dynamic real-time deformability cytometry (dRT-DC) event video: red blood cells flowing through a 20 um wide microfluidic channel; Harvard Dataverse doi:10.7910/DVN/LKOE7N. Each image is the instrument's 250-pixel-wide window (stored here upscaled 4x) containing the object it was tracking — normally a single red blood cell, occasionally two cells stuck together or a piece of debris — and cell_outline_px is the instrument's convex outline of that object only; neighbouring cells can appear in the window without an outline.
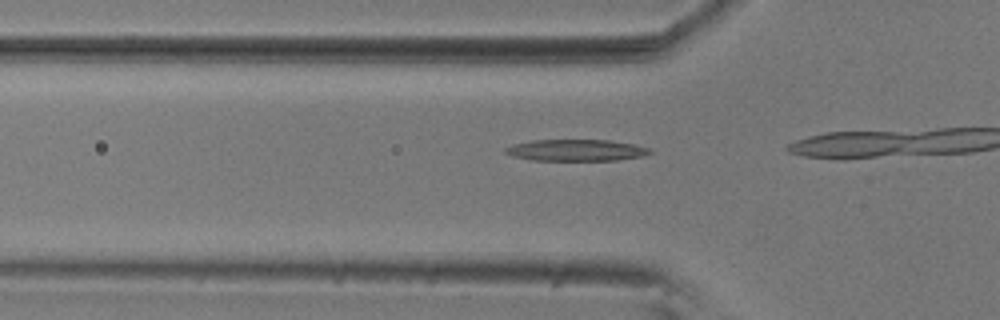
{"species": "common noctule bat (a hibernating species)", "species_latin": "Nyctalus noctula", "temperature_condition": "room temperature", "stored_images_in_passage": 15, "camera_frame_rate_fps": 3000, "um_per_image_px": 0.085, "animal": {"sex": "male", "body_mass_g": 20.5, "forearm_length_mm": 52.5}, "frame": {"image": 1, "passage_image": 13, "time_ms": 4.0, "image_size_px": [1000, 320], "cell_outline_px": [[652, 152], [644, 156], [616, 160], [532, 160], [512, 156], [504, 152], [504, 148], [512, 144], [532, 140], [608, 140], [636, 144], [648, 148]], "centroid_in_image_um": [48.95, 12.76], "position_along_channel_um": 76.8, "area_um2": 18.15}}